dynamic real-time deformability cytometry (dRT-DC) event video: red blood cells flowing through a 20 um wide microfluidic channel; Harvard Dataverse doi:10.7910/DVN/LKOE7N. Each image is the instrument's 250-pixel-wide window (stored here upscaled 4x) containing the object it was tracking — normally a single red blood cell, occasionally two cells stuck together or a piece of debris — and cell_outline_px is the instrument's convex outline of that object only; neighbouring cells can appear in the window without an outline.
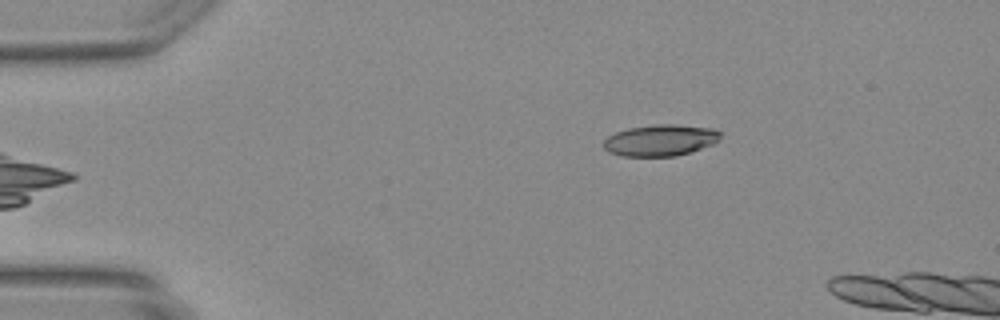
{"species": "Egyptian fruit bat (a non-hibernating species)", "species_latin": "Rousettus aegyptiacus", "temperature_condition": "warm", "stored_images_in_passage": 8, "camera_frame_rate_fps": 3000, "um_per_image_px": 0.085, "animal": {"sex": "female"}, "frame": {"image": 1, "passage_image": 1, "time_ms": 0.0, "image_size_px": [1000, 320], "cell_outline_px": [[720, 140], [712, 144], [676, 156], [620, 156], [608, 152], [604, 148], [604, 140], [608, 136], [616, 132], [628, 128], [656, 124], [672, 124], [716, 128], [720, 132]], "centroid_in_image_um": [56.12, 11.91], "position_along_channel_um": 28.9, "area_um2": 21.39}}